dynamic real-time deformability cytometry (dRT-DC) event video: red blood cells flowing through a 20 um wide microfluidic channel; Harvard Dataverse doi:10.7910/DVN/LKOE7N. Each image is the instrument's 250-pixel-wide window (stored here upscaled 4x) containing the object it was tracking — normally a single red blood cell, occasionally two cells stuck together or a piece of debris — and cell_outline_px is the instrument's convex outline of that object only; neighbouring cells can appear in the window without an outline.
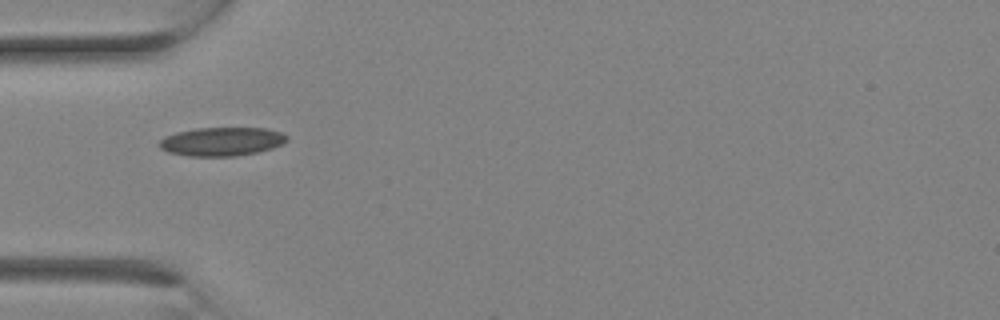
{"species": "Egyptian fruit bat (a non-hibernating species)", "species_latin": "Rousettus aegyptiacus", "temperature_condition": "room temperature", "stored_images_in_passage": 4, "camera_frame_rate_fps": 3000, "um_per_image_px": 0.085, "animal": {"sex": "female"}, "frame": {"image": 1, "passage_image": 1, "time_ms": 0.0, "image_size_px": [1000, 320], "cell_outline_px": [[288, 140], [272, 148], [256, 152], [236, 156], [188, 156], [168, 152], [160, 148], [160, 140], [164, 136], [176, 132], [196, 128], [264, 128], [280, 132], [288, 136]], "centroid_in_image_um": [18.82, 12.03], "position_along_channel_um": 66.2, "area_um2": 21.21}}
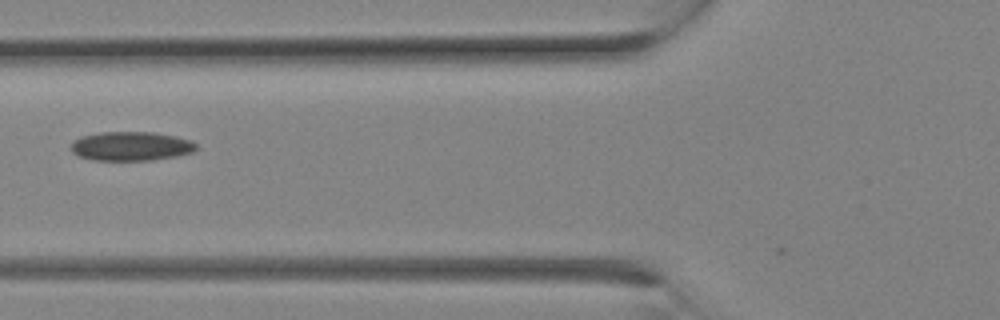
{"frame": {"image": 2, "passage_image": 3, "time_ms": 0.667, "image_size_px": [1000, 320], "cell_outline_px": [[196, 148], [192, 152], [176, 156], [152, 160], [92, 160], [80, 156], [72, 152], [72, 144], [80, 136], [100, 132], [152, 132], [176, 136], [192, 140], [196, 144]], "centroid_in_image_um": [11.15, 12.42], "position_along_channel_um": 114.6, "area_um2": 21.15}}